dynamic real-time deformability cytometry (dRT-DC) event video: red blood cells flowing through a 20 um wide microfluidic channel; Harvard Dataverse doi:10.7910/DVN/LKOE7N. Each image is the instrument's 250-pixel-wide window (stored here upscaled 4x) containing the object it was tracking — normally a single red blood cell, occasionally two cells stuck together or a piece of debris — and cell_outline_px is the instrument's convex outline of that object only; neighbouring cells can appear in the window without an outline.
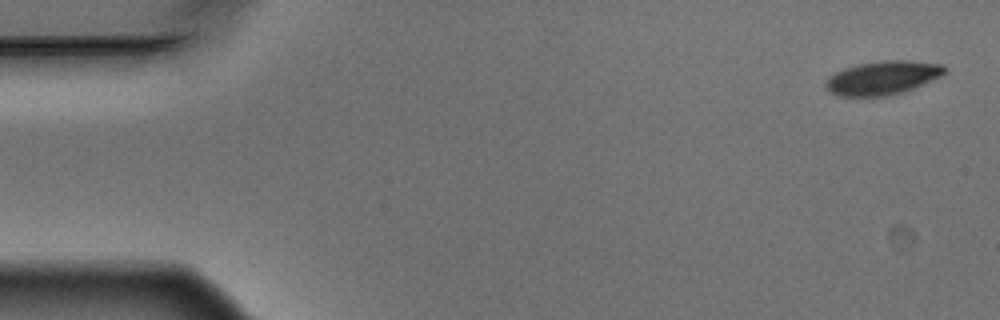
{"species": "Egyptian fruit bat (a non-hibernating species)", "species_latin": "Rousettus aegyptiacus", "temperature_condition": "warm", "stored_images_in_passage": 5, "camera_frame_rate_fps": 3000, "um_per_image_px": 0.085, "animal": {"sex": "male"}, "frame": {"image": 1, "passage_image": 1, "time_ms": 0.0, "image_size_px": [1000, 320], "cell_outline_px": [[944, 72], [940, 76], [904, 92], [884, 96], [840, 96], [828, 92], [824, 84], [828, 76], [844, 68], [856, 64], [880, 60], [904, 60], [944, 64]], "centroid_in_image_um": [74.96, 6.61], "position_along_channel_um": 10.0, "area_um2": 23.35}}
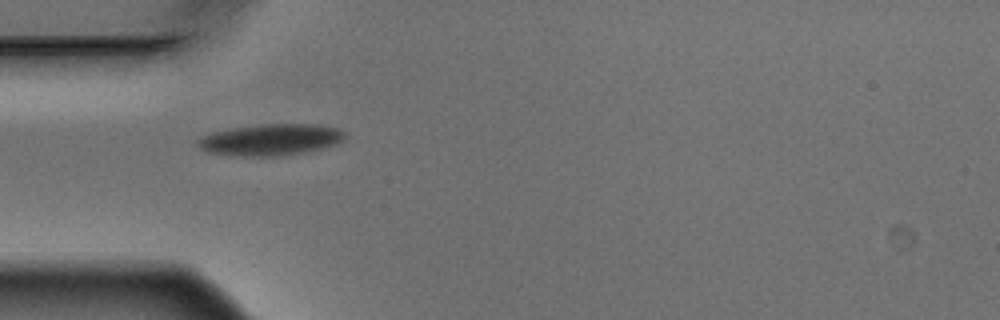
{"frame": {"image": 2, "passage_image": 5, "time_ms": 1.333, "image_size_px": [1000, 320], "cell_outline_px": [[344, 140], [336, 144], [304, 152], [280, 156], [236, 156], [208, 152], [200, 148], [196, 144], [196, 140], [212, 132], [228, 128], [260, 124], [312, 124], [336, 128], [344, 132]], "centroid_in_image_um": [22.95, 11.87], "position_along_channel_um": 62.0, "area_um2": 26.93}}